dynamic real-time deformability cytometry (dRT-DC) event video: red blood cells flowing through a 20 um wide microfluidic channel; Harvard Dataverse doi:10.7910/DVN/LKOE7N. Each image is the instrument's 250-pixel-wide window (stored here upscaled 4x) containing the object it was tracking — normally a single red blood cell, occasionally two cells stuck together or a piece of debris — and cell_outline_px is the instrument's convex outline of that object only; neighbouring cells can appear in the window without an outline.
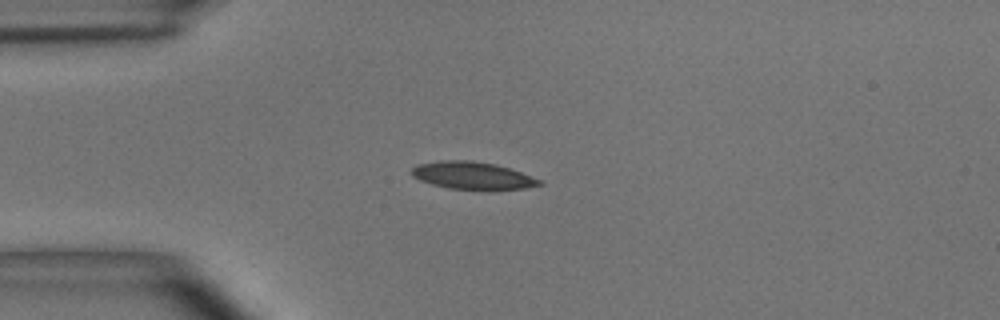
{"species": "common noctule bat (a hibernating species)", "species_latin": "Nyctalus noctula", "temperature_condition": "room temperature", "stored_images_in_passage": 7, "camera_frame_rate_fps": 3000, "um_per_image_px": 0.085, "animal": {"sex": "male", "body_mass_g": 15.6}, "frame": {"image": 1, "passage_image": 1, "time_ms": 0.0, "image_size_px": [1000, 320], "cell_outline_px": [[544, 184], [524, 188], [448, 188], [432, 184], [420, 180], [412, 176], [412, 168], [416, 164], [440, 160], [472, 160], [496, 164], [544, 180]], "centroid_in_image_um": [40.14, 14.89], "position_along_channel_um": 44.9, "area_um2": 20.06}}
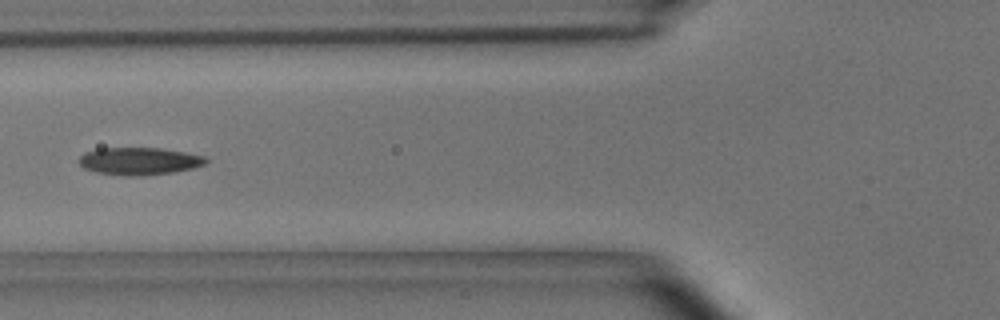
{"frame": {"image": 2, "passage_image": 3, "time_ms": 0.667, "image_size_px": [1000, 320], "cell_outline_px": [[208, 160], [204, 164], [196, 168], [172, 172], [144, 176], [124, 176], [96, 172], [84, 168], [80, 164], [80, 156], [84, 152], [96, 148], [164, 148], [204, 156]], "centroid_in_image_um": [11.83, 13.7], "position_along_channel_um": 114.0, "area_um2": 20.46}}